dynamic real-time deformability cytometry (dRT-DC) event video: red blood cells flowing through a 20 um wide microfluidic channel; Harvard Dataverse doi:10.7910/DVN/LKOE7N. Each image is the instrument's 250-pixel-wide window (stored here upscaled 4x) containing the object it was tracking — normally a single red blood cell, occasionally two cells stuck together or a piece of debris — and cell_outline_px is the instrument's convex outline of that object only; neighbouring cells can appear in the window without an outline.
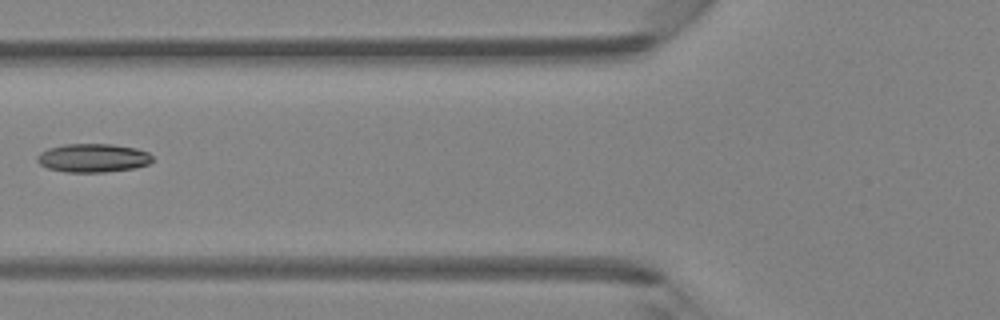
{"species": "Egyptian fruit bat (a non-hibernating species)", "species_latin": "Rousettus aegyptiacus", "temperature_condition": "room temperature", "stored_images_in_passage": 5, "camera_frame_rate_fps": 3000, "um_per_image_px": 0.085, "animal": {"sex": "female"}, "frame": {"image": 1, "passage_image": 5, "time_ms": 5.333, "image_size_px": [1000, 320], "cell_outline_px": [[152, 160], [148, 164], [136, 168], [104, 172], [64, 172], [48, 168], [40, 164], [36, 160], [36, 156], [40, 152], [48, 148], [64, 144], [112, 144], [136, 148], [148, 152], [152, 156]], "centroid_in_image_um": [7.89, 13.42], "position_along_channel_um": 117.9, "area_um2": 19.31}}